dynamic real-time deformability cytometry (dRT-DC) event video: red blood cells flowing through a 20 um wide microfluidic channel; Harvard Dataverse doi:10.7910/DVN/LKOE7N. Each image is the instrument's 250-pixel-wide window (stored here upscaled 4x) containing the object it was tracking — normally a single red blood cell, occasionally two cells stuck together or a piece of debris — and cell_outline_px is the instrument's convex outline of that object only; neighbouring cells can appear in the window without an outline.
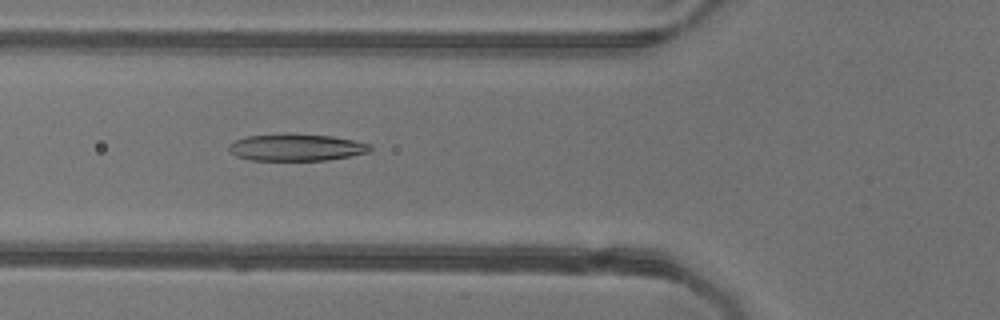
{"species": "common noctule bat (a hibernating species)", "species_latin": "Nyctalus noctula", "temperature_condition": "warm", "stored_images_in_passage": 52, "camera_frame_rate_fps": 3000, "um_per_image_px": 0.085, "animal": {"sex": "female"}, "frame": {"image": 1, "passage_image": 19, "time_ms": 6.0, "image_size_px": [1000, 320], "cell_outline_px": [[372, 148], [368, 152], [352, 156], [328, 160], [252, 160], [236, 156], [228, 148], [228, 144], [236, 140], [248, 136], [332, 136], [372, 144]], "centroid_in_image_um": [25.24, 12.57], "position_along_channel_um": 100.6, "area_um2": 21.27}}
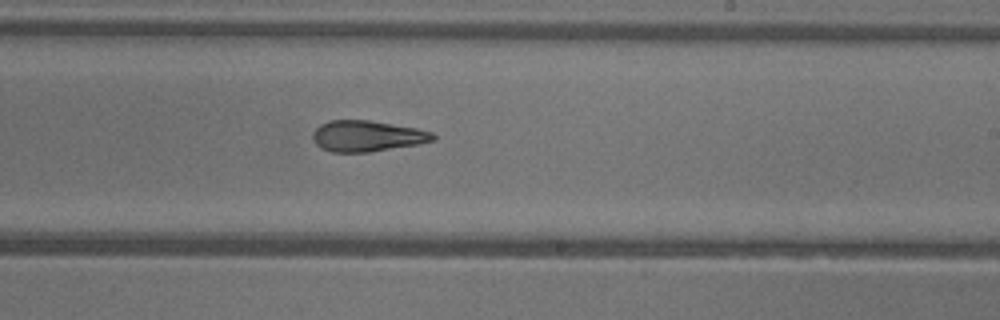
{"frame": {"image": 2, "passage_image": 31, "time_ms": 10.0, "image_size_px": [1000, 320], "cell_outline_px": [[436, 140], [420, 144], [368, 152], [332, 152], [320, 148], [312, 140], [312, 132], [320, 124], [328, 120], [368, 120], [416, 128], [432, 132], [436, 136]], "centroid_in_image_um": [31.18, 11.56], "position_along_channel_um": 257.8, "area_um2": 21.85}}
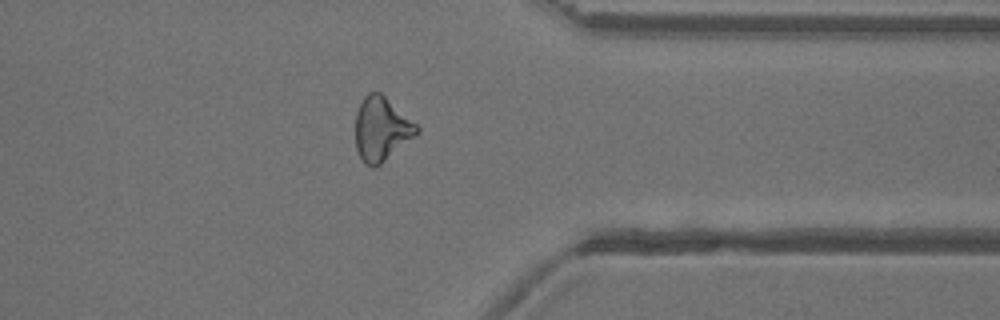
{"frame": {"image": 3, "passage_image": 41, "time_ms": 13.333, "image_size_px": [1000, 320], "cell_outline_px": [[420, 132], [416, 136], [376, 168], [372, 168], [364, 164], [356, 148], [356, 112], [364, 96], [368, 92], [380, 92], [416, 124], [420, 128]], "centroid_in_image_um": [32.42, 11.0], "position_along_channel_um": 379.0, "area_um2": 22.83}, "authors_computed_cell_mechanics": {"area_um2": 22.9755, "velocity_mm_per_s": 3.925, "shape_relaxation_time_tau1_ms": null, "shape_relaxation_time_tau2_ms": 2.213, "deformation_change_tau1": null, "deformation_change_tau2": 0.1115}}